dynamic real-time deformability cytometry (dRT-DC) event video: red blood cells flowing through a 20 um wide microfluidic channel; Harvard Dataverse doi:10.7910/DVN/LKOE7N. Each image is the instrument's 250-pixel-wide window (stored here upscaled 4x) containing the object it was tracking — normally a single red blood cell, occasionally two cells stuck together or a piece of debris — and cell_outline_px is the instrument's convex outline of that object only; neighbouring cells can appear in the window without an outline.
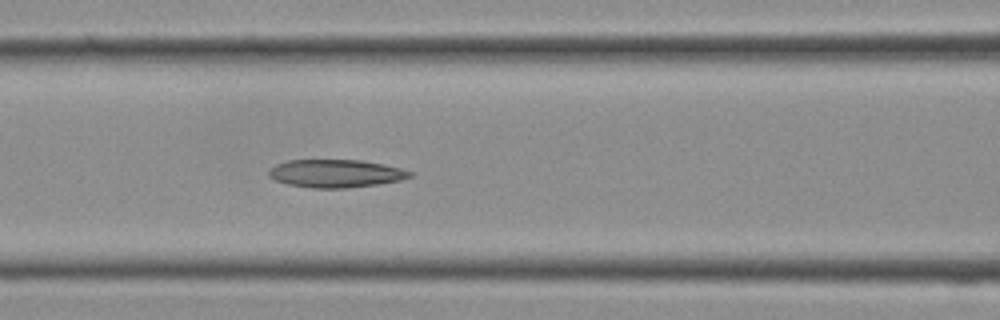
{"species": "Egyptian fruit bat (a non-hibernating species)", "species_latin": "Rousettus aegyptiacus", "temperature_condition": "cold", "stored_images_in_passage": 12, "camera_frame_rate_fps": 3000, "um_per_image_px": 0.085, "frame": {"image": 1, "passage_image": 12, "time_ms": 3.667, "image_size_px": [1000, 320], "cell_outline_px": [[416, 172], [412, 176], [400, 180], [380, 184], [348, 188], [312, 188], [288, 184], [276, 180], [268, 176], [268, 172], [276, 164], [288, 160], [364, 160], [384, 164]], "centroid_in_image_um": [28.59, 14.74], "position_along_channel_um": 138.0, "area_um2": 23.12}}